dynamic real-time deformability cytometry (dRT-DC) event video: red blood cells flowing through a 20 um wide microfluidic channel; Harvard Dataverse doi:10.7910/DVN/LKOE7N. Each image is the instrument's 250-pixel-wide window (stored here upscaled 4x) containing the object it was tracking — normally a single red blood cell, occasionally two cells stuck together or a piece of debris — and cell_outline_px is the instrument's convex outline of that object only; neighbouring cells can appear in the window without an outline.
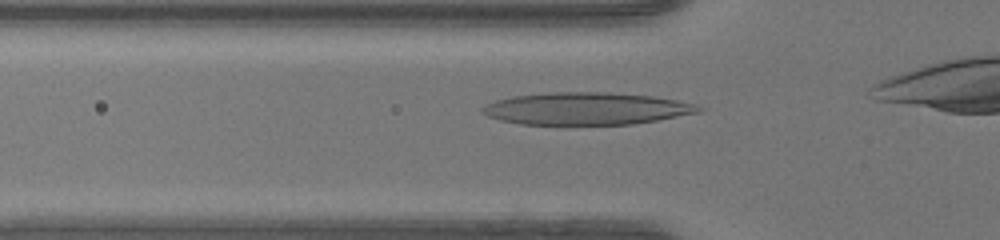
{"species": "human", "species_latin": "Homo sapiens", "temperature_condition": "warm", "stored_images_in_passage": 27, "camera_frame_rate_fps": 3000, "um_per_image_px": 0.085, "donor": {"sex": "female"}, "frame": {"image": 1, "passage_image": 5, "time_ms": 1.333, "image_size_px": [1000, 240], "cell_outline_px": [[704, 108], [700, 112], [656, 120], [632, 124], [520, 124], [500, 120], [488, 116], [480, 112], [480, 108], [484, 104], [496, 100], [512, 96], [548, 92], [600, 92], [652, 96], [676, 100], [696, 104]], "centroid_in_image_um": [49.78, 9.23], "position_along_channel_um": 76.0, "area_um2": 40.58}}
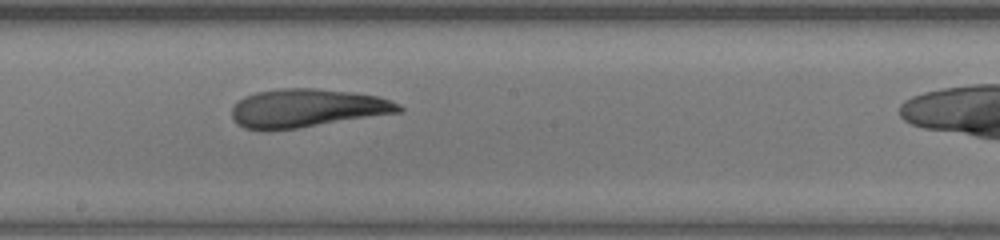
{"frame": {"image": 2, "passage_image": 15, "time_ms": 4.667, "image_size_px": [1000, 240], "cell_outline_px": [[404, 108], [400, 112], [296, 128], [268, 132], [264, 132], [244, 128], [236, 124], [232, 120], [232, 108], [244, 96], [256, 92], [280, 88], [316, 88], [352, 92], [376, 96], [400, 104]], "centroid_in_image_um": [26.02, 9.2], "position_along_channel_um": 222.2, "area_um2": 37.45}}
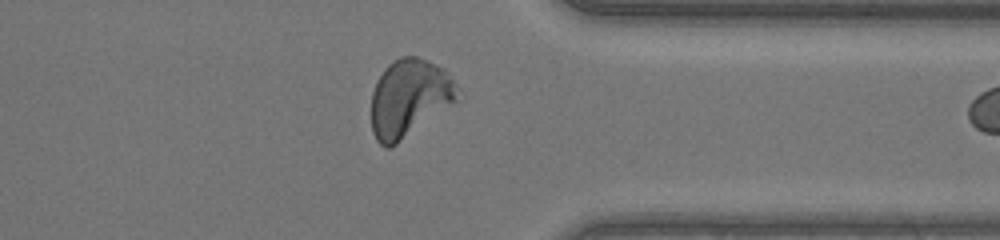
{"frame": {"image": 3, "passage_image": 26, "time_ms": 8.333, "image_size_px": [1000, 240], "cell_outline_px": [[464, 100], [396, 144], [388, 148], [384, 148], [376, 140], [372, 132], [372, 92], [376, 80], [384, 68], [388, 64], [400, 56], [416, 56], [428, 60], [444, 68], [460, 88], [464, 96]], "centroid_in_image_um": [34.89, 8.34], "position_along_channel_um": 376.5, "area_um2": 40.46}}